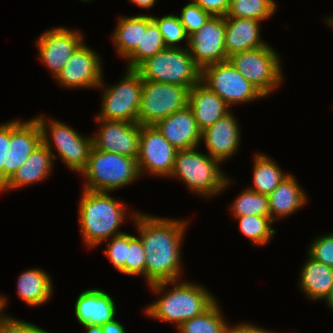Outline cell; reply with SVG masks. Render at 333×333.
I'll return each mask as SVG.
<instances>
[{"label":"cell","instance_id":"b9f144b4","mask_svg":"<svg viewBox=\"0 0 333 333\" xmlns=\"http://www.w3.org/2000/svg\"><path fill=\"white\" fill-rule=\"evenodd\" d=\"M225 333H272L262 328L255 327L251 324H243L239 326H235L234 328L227 327Z\"/></svg>","mask_w":333,"mask_h":333},{"label":"cell","instance_id":"6da1fadb","mask_svg":"<svg viewBox=\"0 0 333 333\" xmlns=\"http://www.w3.org/2000/svg\"><path fill=\"white\" fill-rule=\"evenodd\" d=\"M146 253L148 284L176 281L180 276V244L186 227L182 221L134 214Z\"/></svg>","mask_w":333,"mask_h":333},{"label":"cell","instance_id":"3957f363","mask_svg":"<svg viewBox=\"0 0 333 333\" xmlns=\"http://www.w3.org/2000/svg\"><path fill=\"white\" fill-rule=\"evenodd\" d=\"M79 205V220L86 245L97 246L110 236L124 233L117 231L125 219L126 206L107 192L84 189Z\"/></svg>","mask_w":333,"mask_h":333},{"label":"cell","instance_id":"d4e9b609","mask_svg":"<svg viewBox=\"0 0 333 333\" xmlns=\"http://www.w3.org/2000/svg\"><path fill=\"white\" fill-rule=\"evenodd\" d=\"M301 289L310 299H325L333 287V267L327 266L310 255L301 272Z\"/></svg>","mask_w":333,"mask_h":333},{"label":"cell","instance_id":"681fc988","mask_svg":"<svg viewBox=\"0 0 333 333\" xmlns=\"http://www.w3.org/2000/svg\"><path fill=\"white\" fill-rule=\"evenodd\" d=\"M35 333H49V332L43 330L42 328H39Z\"/></svg>","mask_w":333,"mask_h":333},{"label":"cell","instance_id":"277c9868","mask_svg":"<svg viewBox=\"0 0 333 333\" xmlns=\"http://www.w3.org/2000/svg\"><path fill=\"white\" fill-rule=\"evenodd\" d=\"M143 80L169 83L190 90L201 82L202 69L194 62L189 49L166 47L146 59L136 69Z\"/></svg>","mask_w":333,"mask_h":333},{"label":"cell","instance_id":"ac0fdd59","mask_svg":"<svg viewBox=\"0 0 333 333\" xmlns=\"http://www.w3.org/2000/svg\"><path fill=\"white\" fill-rule=\"evenodd\" d=\"M40 125L43 143L29 156L24 164L12 175L6 185L0 190L6 191L17 187L35 183L49 175L55 157L51 152L52 145L47 137V128L44 117L35 118Z\"/></svg>","mask_w":333,"mask_h":333},{"label":"cell","instance_id":"5bb4252c","mask_svg":"<svg viewBox=\"0 0 333 333\" xmlns=\"http://www.w3.org/2000/svg\"><path fill=\"white\" fill-rule=\"evenodd\" d=\"M101 130L96 137L93 136V146L109 153L125 155L131 158L138 157L141 125L138 123L104 120Z\"/></svg>","mask_w":333,"mask_h":333},{"label":"cell","instance_id":"484cf974","mask_svg":"<svg viewBox=\"0 0 333 333\" xmlns=\"http://www.w3.org/2000/svg\"><path fill=\"white\" fill-rule=\"evenodd\" d=\"M51 284V279L47 273L41 269H29L19 277L17 294L28 305H41L52 295Z\"/></svg>","mask_w":333,"mask_h":333},{"label":"cell","instance_id":"4dcf8cb0","mask_svg":"<svg viewBox=\"0 0 333 333\" xmlns=\"http://www.w3.org/2000/svg\"><path fill=\"white\" fill-rule=\"evenodd\" d=\"M276 8L273 0H231L225 17L246 18L261 21L270 17Z\"/></svg>","mask_w":333,"mask_h":333},{"label":"cell","instance_id":"30bf717a","mask_svg":"<svg viewBox=\"0 0 333 333\" xmlns=\"http://www.w3.org/2000/svg\"><path fill=\"white\" fill-rule=\"evenodd\" d=\"M201 82L228 106L264 97L229 61L205 66Z\"/></svg>","mask_w":333,"mask_h":333},{"label":"cell","instance_id":"8fae6325","mask_svg":"<svg viewBox=\"0 0 333 333\" xmlns=\"http://www.w3.org/2000/svg\"><path fill=\"white\" fill-rule=\"evenodd\" d=\"M178 150L161 134L155 125H141L137 164L139 173L170 176Z\"/></svg>","mask_w":333,"mask_h":333},{"label":"cell","instance_id":"7bdbcfd3","mask_svg":"<svg viewBox=\"0 0 333 333\" xmlns=\"http://www.w3.org/2000/svg\"><path fill=\"white\" fill-rule=\"evenodd\" d=\"M103 333H125L123 325H121L117 320L105 323L102 325Z\"/></svg>","mask_w":333,"mask_h":333},{"label":"cell","instance_id":"836d02e7","mask_svg":"<svg viewBox=\"0 0 333 333\" xmlns=\"http://www.w3.org/2000/svg\"><path fill=\"white\" fill-rule=\"evenodd\" d=\"M152 20L157 24L166 47L175 48L176 43L189 37L178 16L173 14L161 18L152 16Z\"/></svg>","mask_w":333,"mask_h":333},{"label":"cell","instance_id":"7dc6e473","mask_svg":"<svg viewBox=\"0 0 333 333\" xmlns=\"http://www.w3.org/2000/svg\"><path fill=\"white\" fill-rule=\"evenodd\" d=\"M325 299L328 302V306L333 309V287L331 288L329 295Z\"/></svg>","mask_w":333,"mask_h":333},{"label":"cell","instance_id":"4316f807","mask_svg":"<svg viewBox=\"0 0 333 333\" xmlns=\"http://www.w3.org/2000/svg\"><path fill=\"white\" fill-rule=\"evenodd\" d=\"M166 48L157 24L150 15H142V38L136 49L127 57L128 68L136 69L146 59Z\"/></svg>","mask_w":333,"mask_h":333},{"label":"cell","instance_id":"9c48e42d","mask_svg":"<svg viewBox=\"0 0 333 333\" xmlns=\"http://www.w3.org/2000/svg\"><path fill=\"white\" fill-rule=\"evenodd\" d=\"M119 84L105 89L98 119L137 123L143 79L135 69H128Z\"/></svg>","mask_w":333,"mask_h":333},{"label":"cell","instance_id":"e575fe53","mask_svg":"<svg viewBox=\"0 0 333 333\" xmlns=\"http://www.w3.org/2000/svg\"><path fill=\"white\" fill-rule=\"evenodd\" d=\"M119 271L128 275L143 274L146 277V253L140 238L129 235L126 262Z\"/></svg>","mask_w":333,"mask_h":333},{"label":"cell","instance_id":"60d3db41","mask_svg":"<svg viewBox=\"0 0 333 333\" xmlns=\"http://www.w3.org/2000/svg\"><path fill=\"white\" fill-rule=\"evenodd\" d=\"M10 122L0 126V190L4 187V166L6 164L5 155L10 150Z\"/></svg>","mask_w":333,"mask_h":333},{"label":"cell","instance_id":"83f0119b","mask_svg":"<svg viewBox=\"0 0 333 333\" xmlns=\"http://www.w3.org/2000/svg\"><path fill=\"white\" fill-rule=\"evenodd\" d=\"M254 162V187L249 189L268 196L288 175L264 155L257 154Z\"/></svg>","mask_w":333,"mask_h":333},{"label":"cell","instance_id":"5b68a950","mask_svg":"<svg viewBox=\"0 0 333 333\" xmlns=\"http://www.w3.org/2000/svg\"><path fill=\"white\" fill-rule=\"evenodd\" d=\"M81 173L87 180L85 190L100 192H109L128 185L140 176L136 158L105 152L94 146Z\"/></svg>","mask_w":333,"mask_h":333},{"label":"cell","instance_id":"52a82bcc","mask_svg":"<svg viewBox=\"0 0 333 333\" xmlns=\"http://www.w3.org/2000/svg\"><path fill=\"white\" fill-rule=\"evenodd\" d=\"M189 90L169 83L143 80L137 123L156 125L188 105Z\"/></svg>","mask_w":333,"mask_h":333},{"label":"cell","instance_id":"e0dca14e","mask_svg":"<svg viewBox=\"0 0 333 333\" xmlns=\"http://www.w3.org/2000/svg\"><path fill=\"white\" fill-rule=\"evenodd\" d=\"M49 124L50 138H52L60 158L71 170L81 172L88 162L93 137L84 138L62 122L50 120Z\"/></svg>","mask_w":333,"mask_h":333},{"label":"cell","instance_id":"7c38bea8","mask_svg":"<svg viewBox=\"0 0 333 333\" xmlns=\"http://www.w3.org/2000/svg\"><path fill=\"white\" fill-rule=\"evenodd\" d=\"M225 33V17L211 16L197 32L189 35V52L201 69L210 64L228 61Z\"/></svg>","mask_w":333,"mask_h":333},{"label":"cell","instance_id":"f35d334b","mask_svg":"<svg viewBox=\"0 0 333 333\" xmlns=\"http://www.w3.org/2000/svg\"><path fill=\"white\" fill-rule=\"evenodd\" d=\"M39 327L9 316L0 322V333H35Z\"/></svg>","mask_w":333,"mask_h":333},{"label":"cell","instance_id":"ffe728a7","mask_svg":"<svg viewBox=\"0 0 333 333\" xmlns=\"http://www.w3.org/2000/svg\"><path fill=\"white\" fill-rule=\"evenodd\" d=\"M238 127L235 117L229 112L203 130L201 140L204 139L209 156L220 163L232 156L240 141Z\"/></svg>","mask_w":333,"mask_h":333},{"label":"cell","instance_id":"bcb514c9","mask_svg":"<svg viewBox=\"0 0 333 333\" xmlns=\"http://www.w3.org/2000/svg\"><path fill=\"white\" fill-rule=\"evenodd\" d=\"M5 303H6V299L4 298V296L3 297L0 296V322L6 317L1 314L2 313L1 311H3V309H4Z\"/></svg>","mask_w":333,"mask_h":333},{"label":"cell","instance_id":"d6986e66","mask_svg":"<svg viewBox=\"0 0 333 333\" xmlns=\"http://www.w3.org/2000/svg\"><path fill=\"white\" fill-rule=\"evenodd\" d=\"M155 126L177 150L194 148L201 141L202 131L188 105L159 121Z\"/></svg>","mask_w":333,"mask_h":333},{"label":"cell","instance_id":"f6af8a7d","mask_svg":"<svg viewBox=\"0 0 333 333\" xmlns=\"http://www.w3.org/2000/svg\"><path fill=\"white\" fill-rule=\"evenodd\" d=\"M87 329V333H103V328L102 326H97V325H85Z\"/></svg>","mask_w":333,"mask_h":333},{"label":"cell","instance_id":"ee69618b","mask_svg":"<svg viewBox=\"0 0 333 333\" xmlns=\"http://www.w3.org/2000/svg\"><path fill=\"white\" fill-rule=\"evenodd\" d=\"M142 8H150L155 4L156 0H130Z\"/></svg>","mask_w":333,"mask_h":333},{"label":"cell","instance_id":"1f68e13d","mask_svg":"<svg viewBox=\"0 0 333 333\" xmlns=\"http://www.w3.org/2000/svg\"><path fill=\"white\" fill-rule=\"evenodd\" d=\"M232 211L235 217L265 216L270 217L269 198L254 190L247 189L236 198Z\"/></svg>","mask_w":333,"mask_h":333},{"label":"cell","instance_id":"cb8c5ba5","mask_svg":"<svg viewBox=\"0 0 333 333\" xmlns=\"http://www.w3.org/2000/svg\"><path fill=\"white\" fill-rule=\"evenodd\" d=\"M296 179L286 176L282 182L268 195L270 217H282L294 213L306 202V195L298 186Z\"/></svg>","mask_w":333,"mask_h":333},{"label":"cell","instance_id":"8992f818","mask_svg":"<svg viewBox=\"0 0 333 333\" xmlns=\"http://www.w3.org/2000/svg\"><path fill=\"white\" fill-rule=\"evenodd\" d=\"M195 148L178 150L170 176H179L191 190L202 195L221 192L229 179L219 170V161Z\"/></svg>","mask_w":333,"mask_h":333},{"label":"cell","instance_id":"ba28073f","mask_svg":"<svg viewBox=\"0 0 333 333\" xmlns=\"http://www.w3.org/2000/svg\"><path fill=\"white\" fill-rule=\"evenodd\" d=\"M228 61L265 97L282 81L277 53L268 44L228 57Z\"/></svg>","mask_w":333,"mask_h":333},{"label":"cell","instance_id":"c3c4849f","mask_svg":"<svg viewBox=\"0 0 333 333\" xmlns=\"http://www.w3.org/2000/svg\"><path fill=\"white\" fill-rule=\"evenodd\" d=\"M329 20H327V23L333 27V17L332 18H328Z\"/></svg>","mask_w":333,"mask_h":333},{"label":"cell","instance_id":"8d00e7d4","mask_svg":"<svg viewBox=\"0 0 333 333\" xmlns=\"http://www.w3.org/2000/svg\"><path fill=\"white\" fill-rule=\"evenodd\" d=\"M107 244L108 248L103 252L109 257L113 265L120 270L126 262L127 248H129V234L122 233L114 236L111 242Z\"/></svg>","mask_w":333,"mask_h":333},{"label":"cell","instance_id":"4fadbf2b","mask_svg":"<svg viewBox=\"0 0 333 333\" xmlns=\"http://www.w3.org/2000/svg\"><path fill=\"white\" fill-rule=\"evenodd\" d=\"M42 143V132L36 119L10 122V150L5 155L6 164H3L4 186Z\"/></svg>","mask_w":333,"mask_h":333},{"label":"cell","instance_id":"d6a6232c","mask_svg":"<svg viewBox=\"0 0 333 333\" xmlns=\"http://www.w3.org/2000/svg\"><path fill=\"white\" fill-rule=\"evenodd\" d=\"M236 218L239 219L240 230L253 241L254 245L267 243L269 238L275 233L271 227L273 223L271 217L240 216Z\"/></svg>","mask_w":333,"mask_h":333},{"label":"cell","instance_id":"7a4b0ae2","mask_svg":"<svg viewBox=\"0 0 333 333\" xmlns=\"http://www.w3.org/2000/svg\"><path fill=\"white\" fill-rule=\"evenodd\" d=\"M176 281H162L150 284L159 293L167 284L173 283L171 291L148 306L146 313L152 318L173 321L179 327L184 321L207 311L216 300L203 287L191 283L175 284Z\"/></svg>","mask_w":333,"mask_h":333},{"label":"cell","instance_id":"d590c367","mask_svg":"<svg viewBox=\"0 0 333 333\" xmlns=\"http://www.w3.org/2000/svg\"><path fill=\"white\" fill-rule=\"evenodd\" d=\"M178 17L189 36L197 32L211 15L205 12L199 5L191 2L182 9L181 15Z\"/></svg>","mask_w":333,"mask_h":333},{"label":"cell","instance_id":"2e32d148","mask_svg":"<svg viewBox=\"0 0 333 333\" xmlns=\"http://www.w3.org/2000/svg\"><path fill=\"white\" fill-rule=\"evenodd\" d=\"M82 40L83 36L79 32L59 27L45 32L36 41L40 59L45 62L55 78L76 48L83 42Z\"/></svg>","mask_w":333,"mask_h":333},{"label":"cell","instance_id":"7402d4cb","mask_svg":"<svg viewBox=\"0 0 333 333\" xmlns=\"http://www.w3.org/2000/svg\"><path fill=\"white\" fill-rule=\"evenodd\" d=\"M188 106L192 109L201 131L229 113L225 101L202 82L189 90Z\"/></svg>","mask_w":333,"mask_h":333},{"label":"cell","instance_id":"f546056e","mask_svg":"<svg viewBox=\"0 0 333 333\" xmlns=\"http://www.w3.org/2000/svg\"><path fill=\"white\" fill-rule=\"evenodd\" d=\"M215 302L203 314L184 321L179 327L180 333H225L228 325Z\"/></svg>","mask_w":333,"mask_h":333},{"label":"cell","instance_id":"44dd1931","mask_svg":"<svg viewBox=\"0 0 333 333\" xmlns=\"http://www.w3.org/2000/svg\"><path fill=\"white\" fill-rule=\"evenodd\" d=\"M113 299L104 291L89 289L82 292L75 304V315L80 324L102 326L114 320Z\"/></svg>","mask_w":333,"mask_h":333},{"label":"cell","instance_id":"9a60e30c","mask_svg":"<svg viewBox=\"0 0 333 333\" xmlns=\"http://www.w3.org/2000/svg\"><path fill=\"white\" fill-rule=\"evenodd\" d=\"M99 56L82 42L56 79L63 87H102V71Z\"/></svg>","mask_w":333,"mask_h":333},{"label":"cell","instance_id":"ab89813d","mask_svg":"<svg viewBox=\"0 0 333 333\" xmlns=\"http://www.w3.org/2000/svg\"><path fill=\"white\" fill-rule=\"evenodd\" d=\"M231 0H194L193 3L199 5L211 16L225 17L230 8Z\"/></svg>","mask_w":333,"mask_h":333},{"label":"cell","instance_id":"603a6c76","mask_svg":"<svg viewBox=\"0 0 333 333\" xmlns=\"http://www.w3.org/2000/svg\"><path fill=\"white\" fill-rule=\"evenodd\" d=\"M259 22L253 19L225 17L227 57L267 45L260 39Z\"/></svg>","mask_w":333,"mask_h":333},{"label":"cell","instance_id":"f1b7e54d","mask_svg":"<svg viewBox=\"0 0 333 333\" xmlns=\"http://www.w3.org/2000/svg\"><path fill=\"white\" fill-rule=\"evenodd\" d=\"M113 37L119 54L127 58L141 42L142 15L122 17L117 24Z\"/></svg>","mask_w":333,"mask_h":333},{"label":"cell","instance_id":"74e56055","mask_svg":"<svg viewBox=\"0 0 333 333\" xmlns=\"http://www.w3.org/2000/svg\"><path fill=\"white\" fill-rule=\"evenodd\" d=\"M309 255L330 267H333V234L319 237L311 244Z\"/></svg>","mask_w":333,"mask_h":333}]
</instances>
